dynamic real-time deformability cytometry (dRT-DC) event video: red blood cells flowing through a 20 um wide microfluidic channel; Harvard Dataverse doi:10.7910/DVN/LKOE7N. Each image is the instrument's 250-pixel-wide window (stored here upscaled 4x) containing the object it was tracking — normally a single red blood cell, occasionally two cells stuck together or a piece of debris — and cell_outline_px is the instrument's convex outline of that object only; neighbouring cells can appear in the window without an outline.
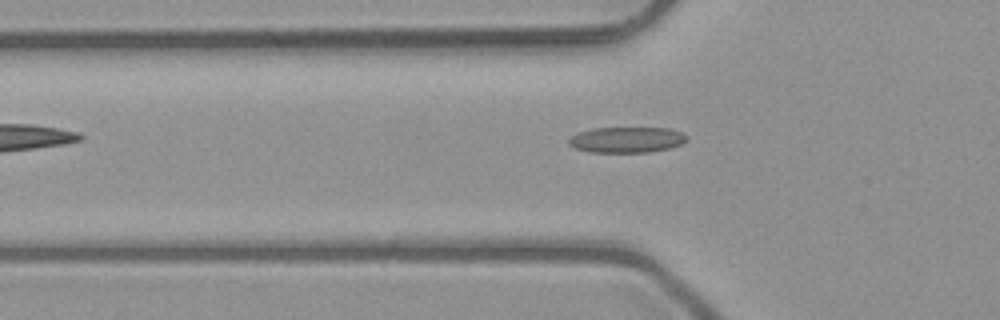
{"species": "common noctule bat (a hibernating species)", "species_latin": "Nyctalus noctula", "temperature_condition": "room temperature", "stored_images_in_passage": 5, "camera_frame_rate_fps": 3000, "um_per_image_px": 0.085, "animal": {"sex": "male", "body_mass_g": 23.1, "forearm_length_mm": 52.7}, "frame": {"image": 1, "passage_image": 5, "time_ms": 1.333, "image_size_px": [1000, 320], "cell_outline_px": [[684, 140], [680, 144], [668, 148], [648, 152], [588, 152], [576, 148], [568, 144], [568, 140], [572, 136], [580, 132], [592, 128], [668, 128], [680, 132], [684, 136]], "centroid_in_image_um": [53.2, 11.88], "position_along_channel_um": 72.6, "area_um2": 17.34}}